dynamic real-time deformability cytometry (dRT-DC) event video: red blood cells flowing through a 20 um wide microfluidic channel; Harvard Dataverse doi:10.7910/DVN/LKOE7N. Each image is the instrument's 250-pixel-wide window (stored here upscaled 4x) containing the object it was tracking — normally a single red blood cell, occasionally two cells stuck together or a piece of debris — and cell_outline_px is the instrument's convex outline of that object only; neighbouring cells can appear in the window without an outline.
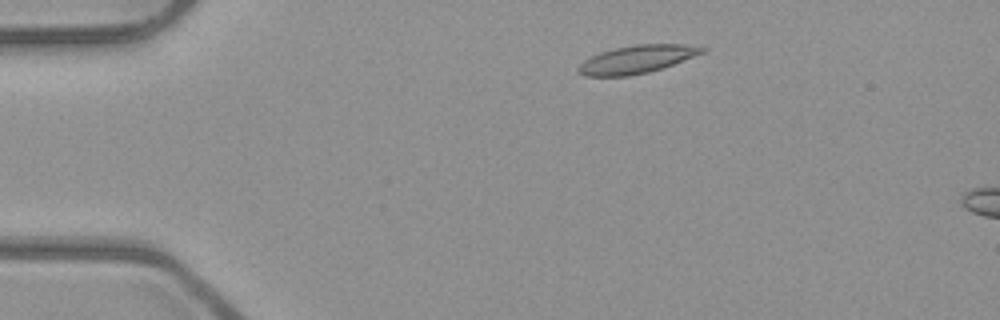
{"species": "common noctule bat (a hibernating species)", "species_latin": "Nyctalus noctula", "temperature_condition": "room temperature", "stored_images_in_passage": 6, "camera_frame_rate_fps": 3000, "um_per_image_px": 0.085, "animal": {"sex": "male", "body_mass_g": 23.1, "forearm_length_mm": 52.7}, "frame": {"image": 1, "passage_image": 2, "time_ms": 0.333, "image_size_px": [1000, 320], "cell_outline_px": [[708, 48], [704, 52], [664, 68], [648, 72], [628, 76], [584, 76], [576, 72], [576, 68], [584, 60], [600, 52], [616, 48], [636, 44], [684, 44]], "centroid_in_image_um": [54.11, 5.05], "position_along_channel_um": 30.9, "area_um2": 20.17}}